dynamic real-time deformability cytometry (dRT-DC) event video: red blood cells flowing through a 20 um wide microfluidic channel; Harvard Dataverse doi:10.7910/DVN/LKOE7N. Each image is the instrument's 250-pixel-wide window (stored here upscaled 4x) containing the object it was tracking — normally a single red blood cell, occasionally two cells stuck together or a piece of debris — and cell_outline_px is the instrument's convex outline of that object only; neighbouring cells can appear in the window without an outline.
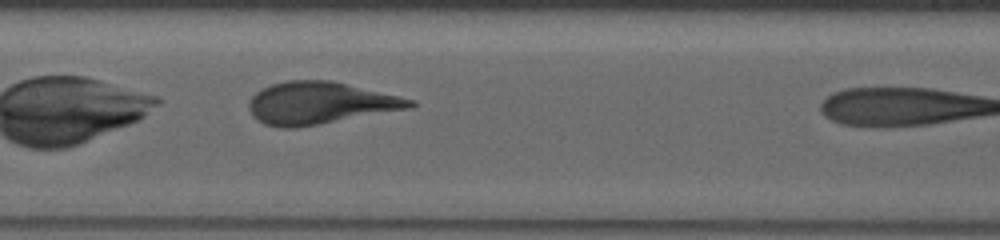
{"species": "human", "species_latin": "Homo sapiens", "temperature_condition": "warm", "stored_images_in_passage": 26, "camera_frame_rate_fps": 3000, "um_per_image_px": 0.085, "donor": {"sex": "female"}, "frame": {"image": 1, "passage_image": 19, "time_ms": 6.0, "image_size_px": [1000, 240], "cell_outline_px": [[416, 104], [412, 108], [320, 124], [296, 128], [284, 128], [264, 124], [256, 120], [252, 116], [248, 108], [248, 104], [252, 96], [256, 92], [272, 84], [288, 80], [332, 80], [400, 96], [416, 100]], "centroid_in_image_um": [27.2, 8.76], "position_along_channel_um": 180.2, "area_um2": 39.77}}